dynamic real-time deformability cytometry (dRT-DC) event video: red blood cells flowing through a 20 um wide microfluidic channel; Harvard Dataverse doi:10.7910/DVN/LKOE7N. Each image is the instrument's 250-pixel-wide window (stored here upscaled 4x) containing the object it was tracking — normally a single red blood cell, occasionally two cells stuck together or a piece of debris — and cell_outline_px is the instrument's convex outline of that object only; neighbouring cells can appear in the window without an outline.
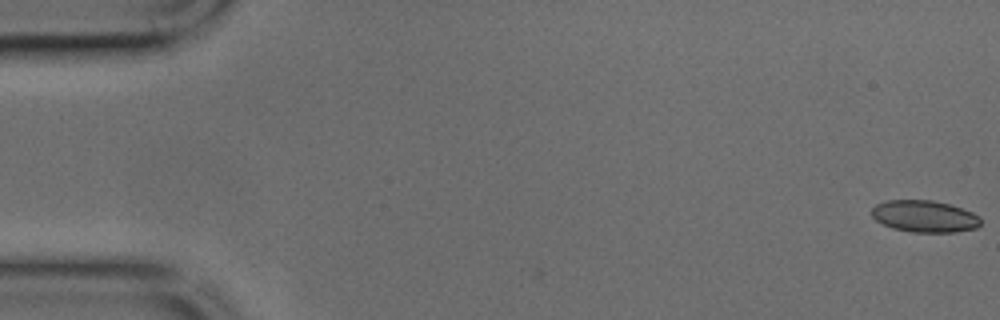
{"species": "common noctule bat (a hibernating species)", "species_latin": "Nyctalus noctula", "temperature_condition": "cold", "stored_images_in_passage": 41, "camera_frame_rate_fps": 3000, "um_per_image_px": 0.085, "animal": {"sex": "male", "body_mass_g": 17.9, "forearm_length_mm": 54.2}, "frame": {"image": 1, "passage_image": 1, "time_ms": 0.0, "image_size_px": [1000, 320], "cell_outline_px": [[980, 224], [976, 228], [956, 232], [912, 232], [892, 228], [876, 220], [872, 216], [872, 208], [876, 204], [884, 200], [932, 200], [948, 204], [972, 212], [980, 216]], "centroid_in_image_um": [78.57, 18.38], "position_along_channel_um": 6.4, "area_um2": 20.17}}
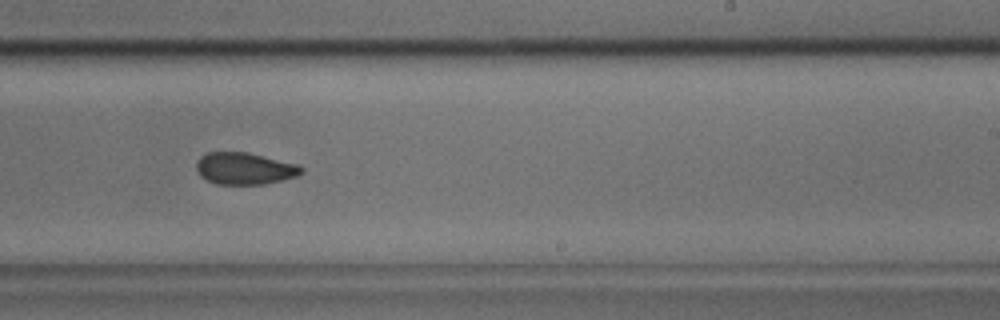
{"frame": {"image": 2, "passage_image": 28, "time_ms": 9.0, "image_size_px": [1000, 320], "cell_outline_px": [[304, 172], [296, 176], [264, 184], [216, 184], [200, 176], [196, 168], [196, 160], [200, 156], [208, 152], [248, 152], [296, 164], [304, 168]], "centroid_in_image_um": [20.76, 14.31], "position_along_channel_um": 268.2, "area_um2": 19.48}}
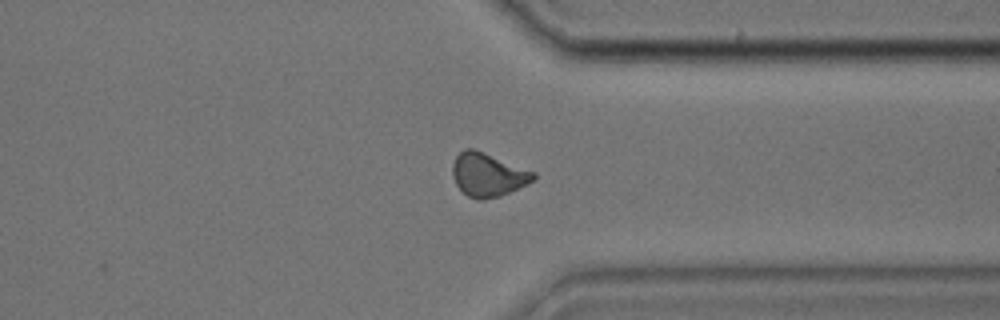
{"frame": {"image": 3, "passage_image": 35, "time_ms": 11.333, "image_size_px": [1000, 320], "cell_outline_px": [[536, 176], [532, 180], [500, 196], [484, 200], [476, 200], [468, 196], [456, 184], [452, 176], [452, 164], [456, 156], [464, 148], [472, 148], [536, 172]], "centroid_in_image_um": [41.43, 14.85], "position_along_channel_um": 370.0, "area_um2": 20.23}}